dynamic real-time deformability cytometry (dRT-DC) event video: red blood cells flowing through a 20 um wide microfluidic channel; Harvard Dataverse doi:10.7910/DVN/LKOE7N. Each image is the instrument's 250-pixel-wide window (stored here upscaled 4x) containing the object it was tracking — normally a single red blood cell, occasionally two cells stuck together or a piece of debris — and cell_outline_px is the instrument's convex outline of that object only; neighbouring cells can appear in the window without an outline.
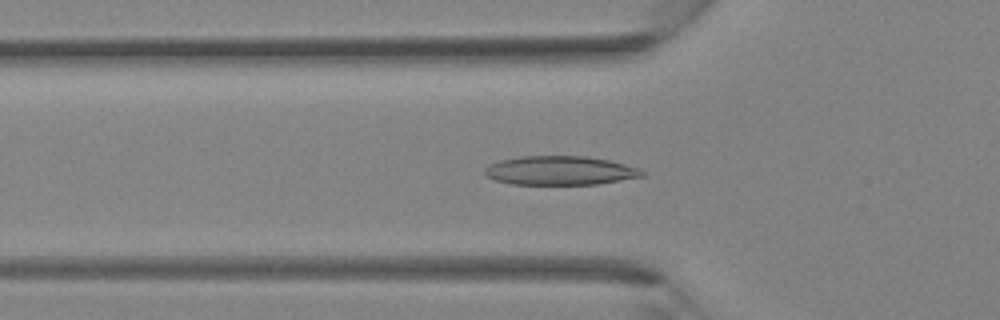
{"species": "Egyptian fruit bat (a non-hibernating species)", "species_latin": "Rousettus aegyptiacus", "temperature_condition": "room temperature", "stored_images_in_passage": 40, "camera_frame_rate_fps": 3000, "um_per_image_px": 0.085, "animal": {"sex": "female"}, "frame": {"image": 1, "passage_image": 14, "time_ms": 4.333, "image_size_px": [1000, 320], "cell_outline_px": [[644, 176], [596, 184], [512, 184], [496, 180], [484, 176], [484, 168], [488, 164], [500, 160], [520, 156], [588, 156], [608, 160], [640, 168], [644, 172]], "centroid_in_image_um": [47.56, 14.49], "position_along_channel_um": 78.2, "area_um2": 26.59}}
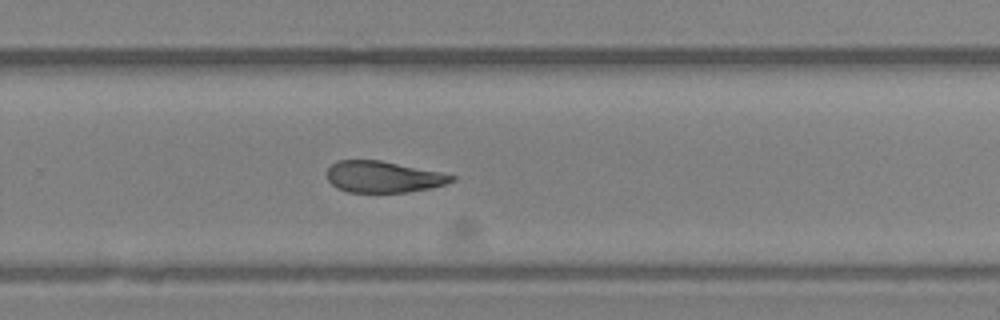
{"frame": {"image": 2, "passage_image": 27, "time_ms": 8.667, "image_size_px": [1000, 320], "cell_outline_px": [[456, 180], [432, 188], [408, 192], [348, 192], [336, 188], [328, 180], [328, 168], [336, 160], [380, 160], [440, 172], [456, 176]], "centroid_in_image_um": [32.58, 15.03], "position_along_channel_um": 297.2, "area_um2": 22.77}}
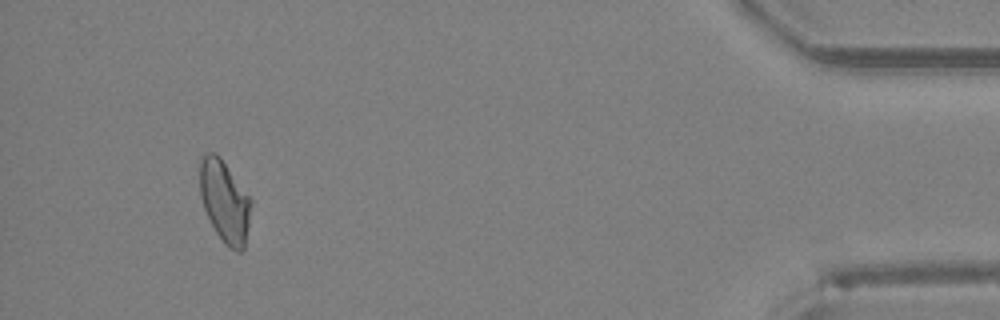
{"frame": {"image": 3, "passage_image": 38, "time_ms": 12.333, "image_size_px": [1000, 320], "cell_outline_px": [[252, 204], [244, 248], [240, 252], [236, 252], [228, 248], [224, 244], [216, 232], [204, 208], [200, 196], [200, 160], [204, 152], [216, 152], [220, 156], [252, 200]], "centroid_in_image_um": [19.09, 17.11], "position_along_channel_um": 416.1, "area_um2": 24.51}}